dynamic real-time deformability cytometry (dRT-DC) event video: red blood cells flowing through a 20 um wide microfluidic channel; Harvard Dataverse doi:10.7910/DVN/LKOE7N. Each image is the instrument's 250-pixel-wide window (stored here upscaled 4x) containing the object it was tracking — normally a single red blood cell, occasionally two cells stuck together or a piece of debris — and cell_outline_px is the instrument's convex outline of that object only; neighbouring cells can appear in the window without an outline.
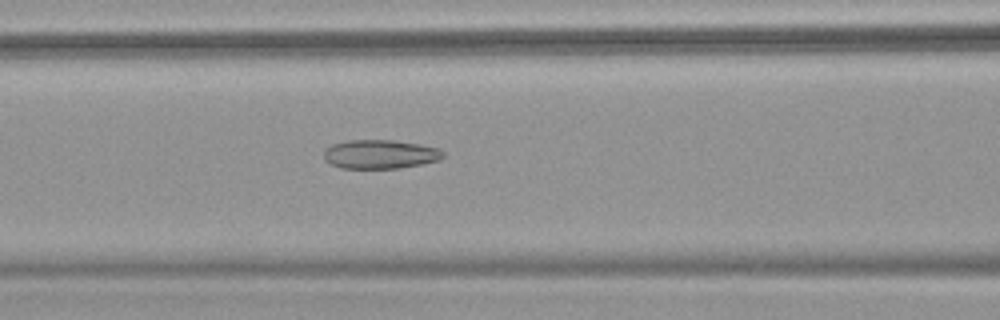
{"species": "common noctule bat (a hibernating species)", "species_latin": "Nyctalus noctula", "temperature_condition": "warm", "stored_images_in_passage": 54, "camera_frame_rate_fps": 3000, "um_per_image_px": 0.085, "animal": {"sex": "female", "body_mass_g": 18.4}, "frame": {"image": 1, "passage_image": 24, "time_ms": 7.667, "image_size_px": [1000, 320], "cell_outline_px": [[444, 156], [440, 160], [400, 168], [340, 168], [324, 160], [324, 152], [332, 144], [348, 140], [392, 140], [420, 144], [440, 148], [444, 152]], "centroid_in_image_um": [32.33, 13.11], "position_along_channel_um": 134.3, "area_um2": 20.11}}
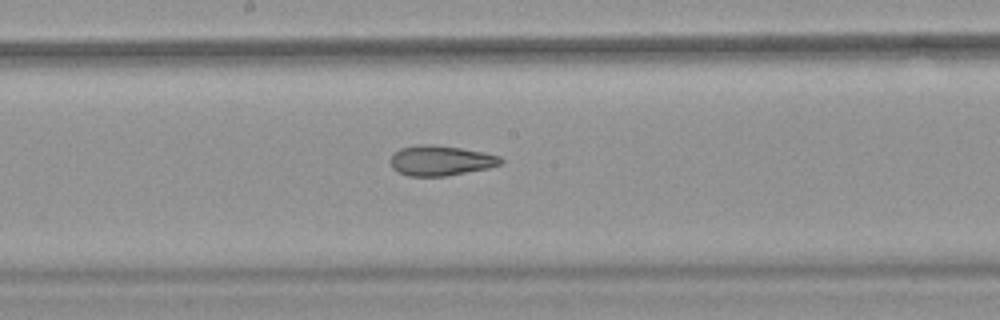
{"frame": {"image": 2, "passage_image": 30, "time_ms": 9.667, "image_size_px": [1000, 320], "cell_outline_px": [[504, 164], [488, 168], [448, 176], [408, 176], [396, 172], [392, 168], [392, 156], [400, 148], [416, 144], [428, 144], [460, 148], [484, 152], [500, 156], [504, 160]], "centroid_in_image_um": [37.49, 13.65], "position_along_channel_um": 210.7, "area_um2": 19.48}}
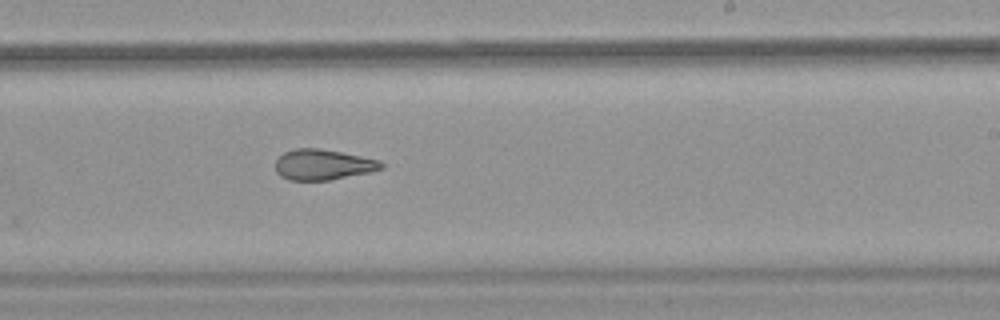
{"frame": {"image": 3, "passage_image": 34, "time_ms": 11.0, "image_size_px": [1000, 320], "cell_outline_px": [[384, 168], [372, 172], [328, 180], [288, 180], [280, 176], [276, 172], [276, 160], [284, 152], [296, 148], [320, 148], [380, 160], [384, 164]], "centroid_in_image_um": [27.46, 14.0], "position_along_channel_um": 261.5, "area_um2": 18.9}, "authors_computed_cell_mechanics": {"area_um2": 23.0044, "velocity_mm_per_s": 3.8418, "shape_relaxation_time_tau1_ms": null, "shape_relaxation_time_tau2_ms": 2.6742, "deformation_change_tau1": null, "deformation_change_tau2": 0.1097}}